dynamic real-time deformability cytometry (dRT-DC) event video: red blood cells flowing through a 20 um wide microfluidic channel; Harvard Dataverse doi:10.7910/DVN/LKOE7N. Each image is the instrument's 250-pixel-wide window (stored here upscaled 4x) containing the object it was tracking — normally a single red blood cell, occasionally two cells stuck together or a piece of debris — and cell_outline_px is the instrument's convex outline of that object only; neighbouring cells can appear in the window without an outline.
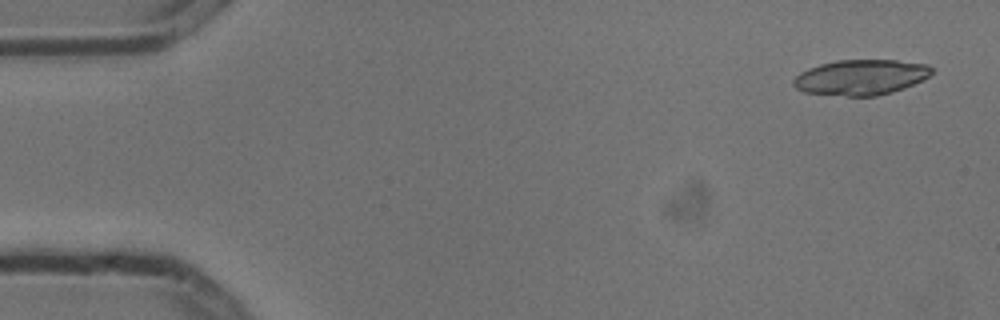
{"species": "common noctule bat (a hibernating species)", "species_latin": "Nyctalus noctula", "temperature_condition": "cold", "stored_images_in_passage": 5, "camera_frame_rate_fps": 3000, "um_per_image_px": 0.085, "animal": {"sex": "male", "body_mass_g": 13.3}, "frame": {"image": 1, "passage_image": 1, "time_ms": 0.0, "image_size_px": [1000, 320], "cell_outline_px": [[932, 72], [928, 76], [904, 88], [892, 92], [876, 96], [848, 96], [804, 92], [796, 88], [792, 84], [792, 80], [800, 72], [808, 68], [820, 64], [836, 60], [896, 60], [928, 64], [932, 68]], "centroid_in_image_um": [73.14, 6.56], "position_along_channel_um": 11.9, "area_um2": 28.44}}
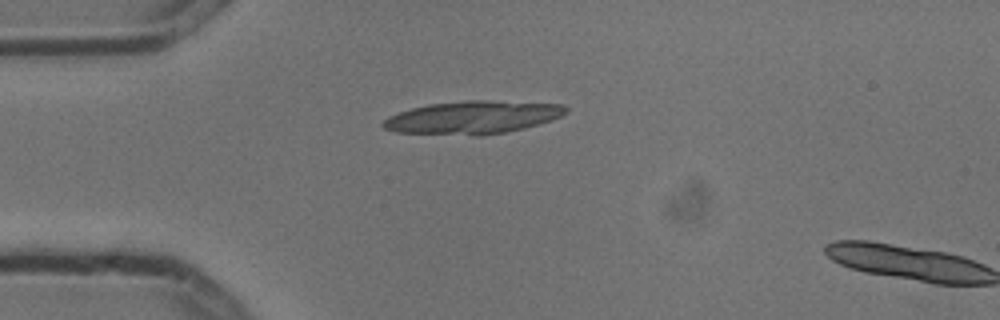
{"frame": {"image": 2, "passage_image": 4, "time_ms": 1.0, "image_size_px": [1000, 320], "cell_outline_px": [[568, 112], [560, 116], [524, 128], [508, 132], [480, 136], [476, 136], [396, 132], [384, 128], [380, 124], [388, 116], [412, 108], [428, 104], [464, 100], [488, 100], [564, 104], [568, 108]], "centroid_in_image_um": [40.17, 9.98], "position_along_channel_um": 44.8, "area_um2": 35.2}}